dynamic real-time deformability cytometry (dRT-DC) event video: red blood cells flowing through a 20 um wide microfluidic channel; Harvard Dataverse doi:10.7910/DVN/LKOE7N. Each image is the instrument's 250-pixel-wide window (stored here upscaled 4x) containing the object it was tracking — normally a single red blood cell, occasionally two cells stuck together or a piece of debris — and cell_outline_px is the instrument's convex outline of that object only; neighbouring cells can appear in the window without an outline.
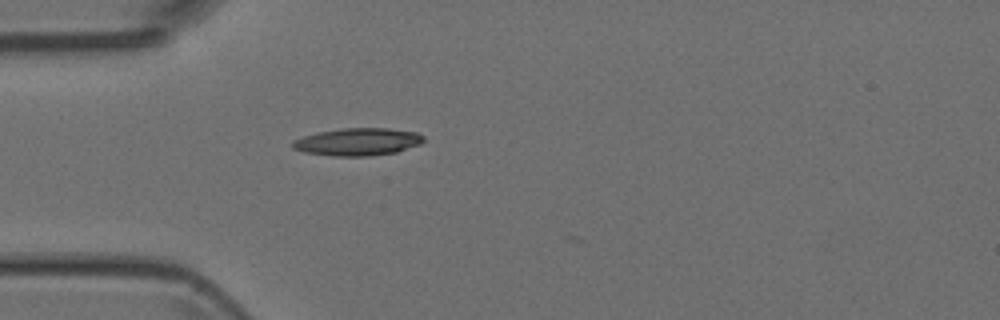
{"species": "Egyptian fruit bat (a non-hibernating species)", "species_latin": "Rousettus aegyptiacus", "temperature_condition": "room temperature", "stored_images_in_passage": 6, "camera_frame_rate_fps": 3000, "um_per_image_px": 0.085, "animal": {"sex": "female"}, "frame": {"image": 1, "passage_image": 5, "time_ms": 1.333, "image_size_px": [1000, 320], "cell_outline_px": [[424, 140], [420, 144], [396, 152], [368, 156], [332, 156], [304, 152], [292, 148], [292, 140], [316, 132], [344, 128], [388, 128], [416, 132], [424, 136]], "centroid_in_image_um": [30.39, 12.05], "position_along_channel_um": 54.6, "area_um2": 21.04}}